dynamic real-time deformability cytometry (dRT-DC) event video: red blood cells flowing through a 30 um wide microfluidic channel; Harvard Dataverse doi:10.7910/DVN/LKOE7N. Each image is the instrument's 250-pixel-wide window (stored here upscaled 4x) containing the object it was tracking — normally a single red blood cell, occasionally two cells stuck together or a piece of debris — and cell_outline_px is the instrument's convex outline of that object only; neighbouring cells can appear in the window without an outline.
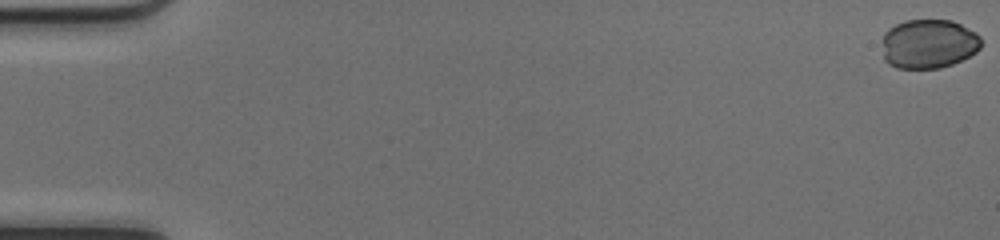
{"species": "common noctule bat (a hibernating species)", "species_latin": "Nyctalus noctula", "temperature_condition": "cold", "stored_images_in_passage": 17, "camera_frame_rate_fps": 3000, "um_per_image_px": 0.085, "animal": {"sex": "female", "body_mass_g": 17.0, "forearm_length_mm": 48.0}, "frame": {"image": 1, "passage_image": 1, "time_ms": 0.0, "image_size_px": [1000, 240], "cell_outline_px": [[980, 48], [976, 52], [952, 64], [940, 68], [896, 68], [888, 64], [884, 60], [884, 32], [888, 28], [904, 20], [952, 20], [976, 32], [980, 36]], "centroid_in_image_um": [78.93, 3.72], "position_along_channel_um": 6.1, "area_um2": 28.38}}
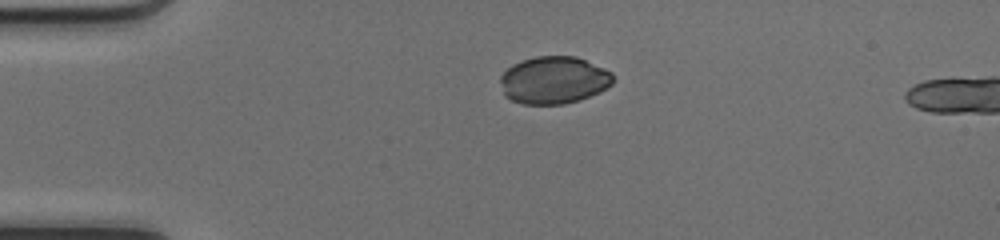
{"frame": {"image": 2, "passage_image": 13, "time_ms": 4.0, "image_size_px": [1000, 240], "cell_outline_px": [[612, 84], [600, 92], [580, 100], [564, 104], [520, 104], [504, 96], [500, 80], [500, 76], [512, 64], [520, 60], [536, 56], [576, 56], [604, 68], [612, 72]], "centroid_in_image_um": [47.06, 6.81], "position_along_channel_um": 37.9, "area_um2": 31.33}}